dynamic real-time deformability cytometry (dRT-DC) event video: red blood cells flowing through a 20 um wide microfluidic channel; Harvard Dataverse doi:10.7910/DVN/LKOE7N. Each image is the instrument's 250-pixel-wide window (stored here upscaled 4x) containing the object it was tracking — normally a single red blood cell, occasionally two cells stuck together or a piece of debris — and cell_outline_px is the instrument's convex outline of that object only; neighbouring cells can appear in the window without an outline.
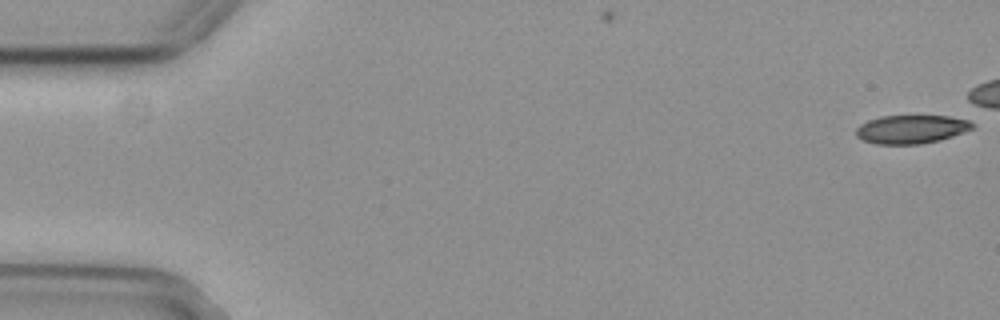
{"species": "common noctule bat (a hibernating species)", "species_latin": "Nyctalus noctula", "temperature_condition": "cold", "stored_images_in_passage": 45, "camera_frame_rate_fps": 3000, "um_per_image_px": 0.085, "animal": {"sex": "female", "body_mass_g": 29.2, "forearm_length_mm": 56.3}, "frame": {"image": 1, "passage_image": 1, "time_ms": 0.0, "image_size_px": [1000, 320], "cell_outline_px": [[976, 128], [940, 140], [920, 144], [876, 144], [864, 140], [856, 136], [856, 128], [860, 124], [868, 120], [880, 116], [948, 116], [968, 120], [976, 124]], "centroid_in_image_um": [77.48, 10.98], "position_along_channel_um": 7.5, "area_um2": 19.42}}
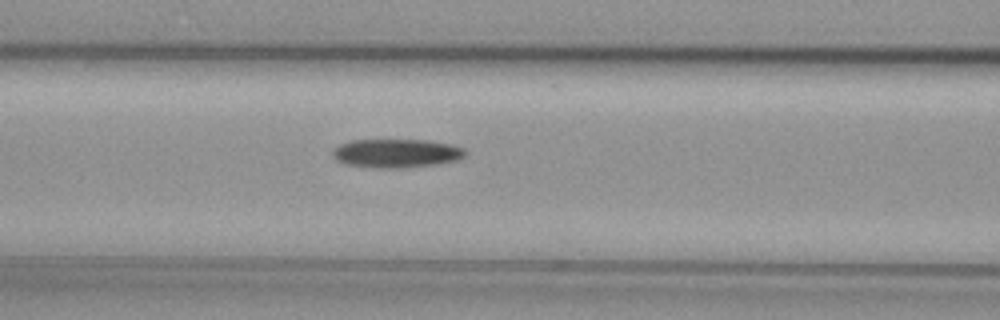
{"frame": {"image": 2, "passage_image": 23, "time_ms": 7.333, "image_size_px": [1000, 320], "cell_outline_px": [[468, 152], [464, 156], [456, 160], [436, 164], [404, 168], [376, 168], [344, 164], [336, 160], [332, 156], [332, 148], [340, 144], [352, 140], [428, 140], [452, 144], [464, 148]], "centroid_in_image_um": [33.67, 13.03], "position_along_channel_um": 132.9, "area_um2": 22.43}}
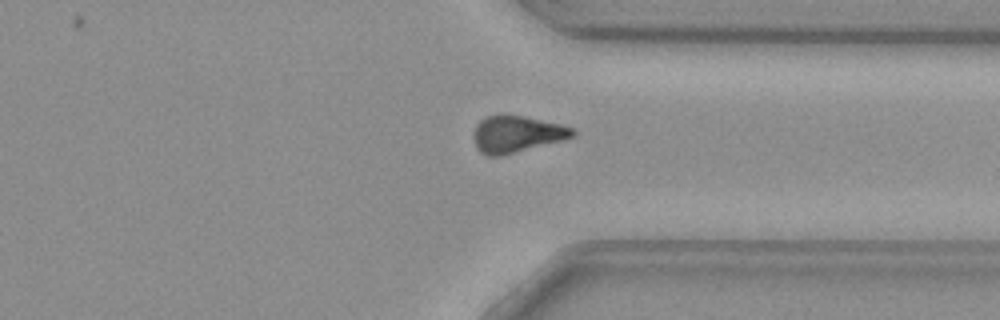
{"frame": {"image": 3, "passage_image": 42, "time_ms": 13.667, "image_size_px": [1000, 320], "cell_outline_px": [[576, 136], [564, 140], [500, 156], [488, 156], [480, 152], [476, 148], [476, 124], [484, 116], [500, 112], [508, 112], [560, 124], [572, 128], [576, 132]], "centroid_in_image_um": [43.93, 11.35], "position_along_channel_um": 367.5, "area_um2": 21.56}}